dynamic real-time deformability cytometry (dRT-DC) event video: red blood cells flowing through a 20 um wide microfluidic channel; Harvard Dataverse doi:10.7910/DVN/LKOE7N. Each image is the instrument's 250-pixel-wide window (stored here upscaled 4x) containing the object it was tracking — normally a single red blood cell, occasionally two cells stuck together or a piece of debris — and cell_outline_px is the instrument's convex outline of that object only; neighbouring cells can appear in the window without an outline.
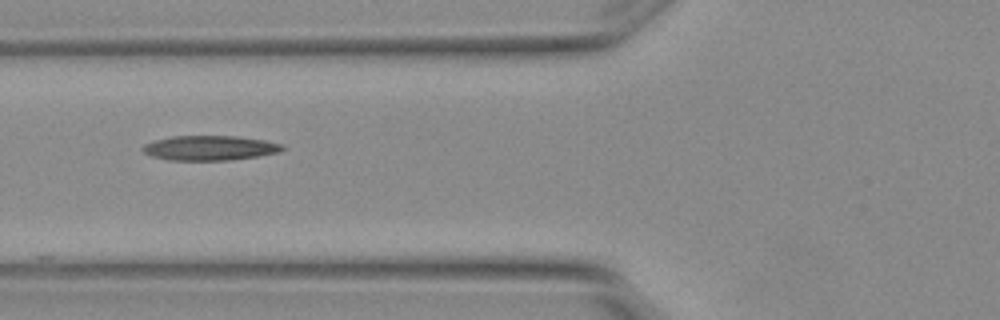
{"species": "Egyptian fruit bat (a non-hibernating species)", "species_latin": "Rousettus aegyptiacus", "temperature_condition": "warm", "stored_images_in_passage": 5, "camera_frame_rate_fps": 3000, "um_per_image_px": 0.085, "animal": {"sex": "female"}, "frame": {"image": 1, "passage_image": 3, "time_ms": 0.667, "image_size_px": [1000, 320], "cell_outline_px": [[284, 148], [276, 152], [256, 156], [228, 160], [168, 160], [152, 156], [144, 152], [140, 148], [144, 144], [152, 140], [172, 136], [236, 136], [264, 140], [284, 144]], "centroid_in_image_um": [17.77, 12.57], "position_along_channel_um": 108.0, "area_um2": 20.06}}
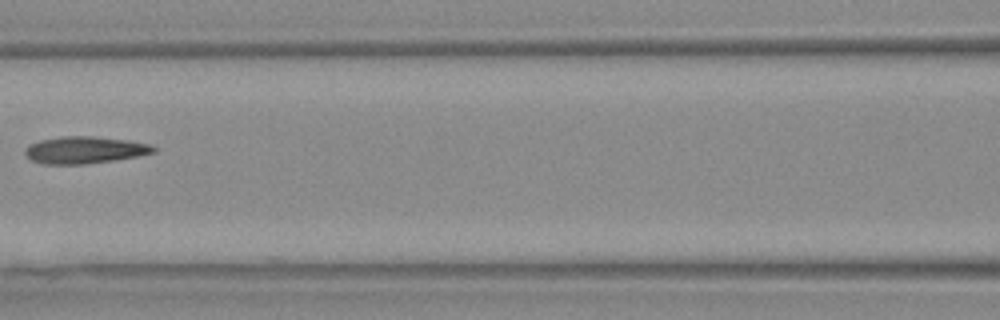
{"frame": {"image": 2, "passage_image": 4, "time_ms": 1.0, "image_size_px": [1000, 320], "cell_outline_px": [[156, 152], [136, 156], [112, 160], [84, 164], [44, 164], [32, 160], [24, 152], [24, 148], [28, 144], [40, 140], [60, 136], [92, 136], [128, 140], [148, 144], [156, 148]], "centroid_in_image_um": [7.16, 12.74], "position_along_channel_um": 159.4, "area_um2": 20.11}}
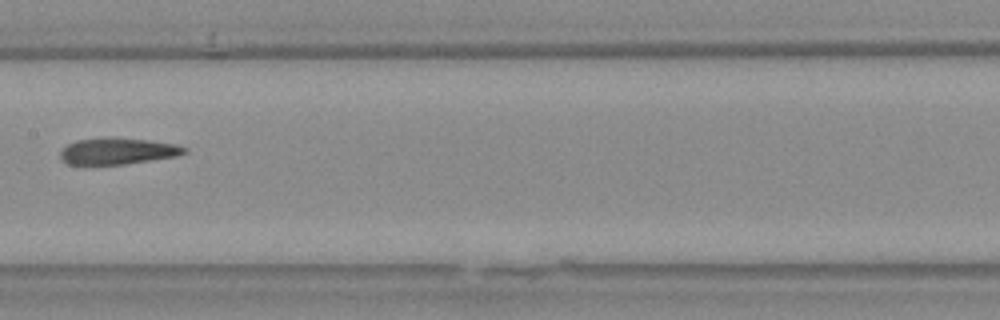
{"frame": {"image": 3, "passage_image": 5, "time_ms": 1.333, "image_size_px": [1000, 320], "cell_outline_px": [[188, 152], [176, 156], [124, 164], [68, 164], [60, 160], [60, 152], [68, 144], [76, 140], [112, 136], [116, 136], [148, 140], [176, 144], [188, 148]], "centroid_in_image_um": [10.0, 12.82], "position_along_channel_um": 197.4, "area_um2": 19.31}}